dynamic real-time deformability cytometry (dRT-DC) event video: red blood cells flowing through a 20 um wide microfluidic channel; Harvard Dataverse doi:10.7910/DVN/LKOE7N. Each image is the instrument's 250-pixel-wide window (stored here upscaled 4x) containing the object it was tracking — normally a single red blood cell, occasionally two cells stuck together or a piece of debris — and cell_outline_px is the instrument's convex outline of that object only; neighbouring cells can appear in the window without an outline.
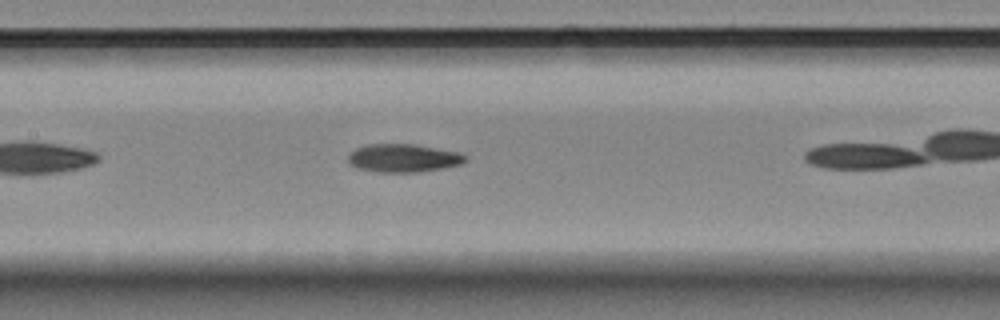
{"species": "Egyptian fruit bat (a non-hibernating species)", "species_latin": "Rousettus aegyptiacus", "temperature_condition": "room temperature", "stored_images_in_passage": 32, "camera_frame_rate_fps": 3000, "um_per_image_px": 0.085, "animal": {"sex": "female"}, "frame": {"image": 1, "passage_image": 14, "time_ms": 4.333, "image_size_px": [1000, 320], "cell_outline_px": [[468, 160], [460, 164], [420, 172], [380, 172], [356, 168], [348, 160], [348, 156], [356, 148], [368, 144], [416, 144], [460, 152], [468, 156]], "centroid_in_image_um": [34.32, 13.43], "position_along_channel_um": 173.1, "area_um2": 19.25}}